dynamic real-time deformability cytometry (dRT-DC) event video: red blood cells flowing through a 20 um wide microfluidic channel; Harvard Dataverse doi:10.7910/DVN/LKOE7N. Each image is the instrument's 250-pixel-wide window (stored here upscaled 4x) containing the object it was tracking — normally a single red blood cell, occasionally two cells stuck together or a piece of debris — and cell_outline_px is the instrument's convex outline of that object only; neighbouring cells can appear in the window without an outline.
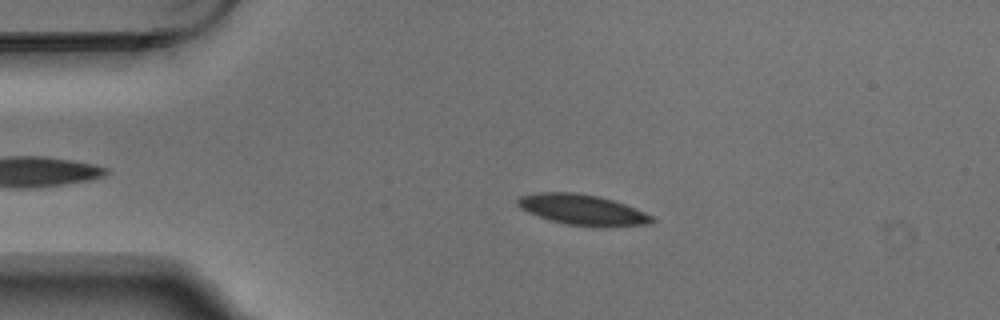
{"species": "Egyptian fruit bat (a non-hibernating species)", "species_latin": "Rousettus aegyptiacus", "temperature_condition": "warm", "stored_images_in_passage": 4, "camera_frame_rate_fps": 3000, "um_per_image_px": 0.085, "animal": {"sex": "male"}, "frame": {"image": 1, "passage_image": 3, "time_ms": 0.667, "image_size_px": [1000, 320], "cell_outline_px": [[656, 220], [652, 224], [600, 228], [592, 228], [568, 224], [552, 220], [528, 212], [520, 208], [516, 204], [516, 200], [520, 196], [536, 192], [576, 192], [596, 196], [612, 200], [636, 208], [652, 216]], "centroid_in_image_um": [49.54, 17.84], "position_along_channel_um": 35.5, "area_um2": 24.16}}